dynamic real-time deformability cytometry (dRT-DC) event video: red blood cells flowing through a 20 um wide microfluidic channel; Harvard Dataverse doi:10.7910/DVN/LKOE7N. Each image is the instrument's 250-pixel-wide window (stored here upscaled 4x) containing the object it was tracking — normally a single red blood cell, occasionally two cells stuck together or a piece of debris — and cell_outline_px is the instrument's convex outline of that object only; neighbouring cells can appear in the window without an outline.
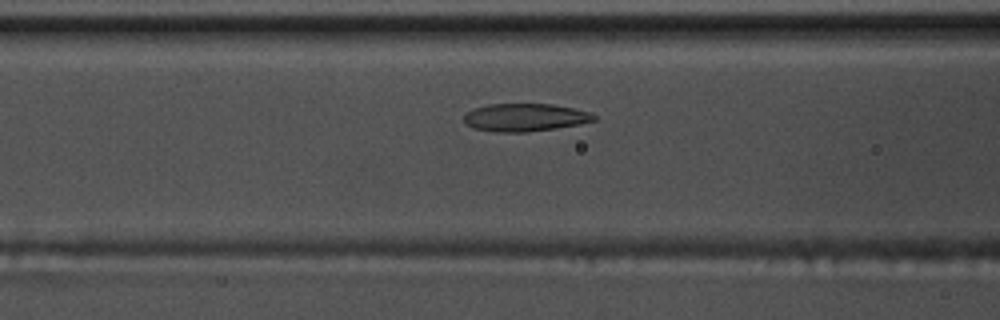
{"species": "common noctule bat (a hibernating species)", "species_latin": "Nyctalus noctula", "temperature_condition": "warm", "stored_images_in_passage": 49, "camera_frame_rate_fps": 3000, "um_per_image_px": 0.085, "animal": {"sex": "male", "body_mass_g": 17.5, "forearm_length_mm": 52.3}, "frame": {"image": 1, "passage_image": 16, "time_ms": 5.0, "image_size_px": [1000, 320], "cell_outline_px": [[596, 120], [580, 124], [524, 132], [500, 132], [476, 128], [468, 124], [464, 120], [464, 116], [468, 112], [476, 108], [488, 104], [552, 104], [572, 108], [588, 112], [596, 116]], "centroid_in_image_um": [44.65, 9.97], "position_along_channel_um": 122.0, "area_um2": 20.58}}
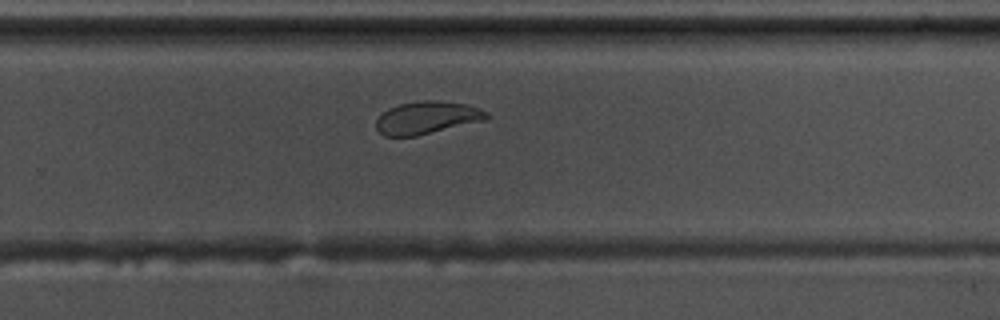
{"frame": {"image": 2, "passage_image": 30, "time_ms": 9.667, "image_size_px": [1000, 320], "cell_outline_px": [[492, 116], [488, 120], [416, 136], [384, 136], [376, 128], [376, 120], [388, 108], [400, 104], [428, 100], [436, 100], [468, 104], [480, 108], [488, 112]], "centroid_in_image_um": [36.37, 10.0], "position_along_channel_um": 293.4, "area_um2": 21.15}}
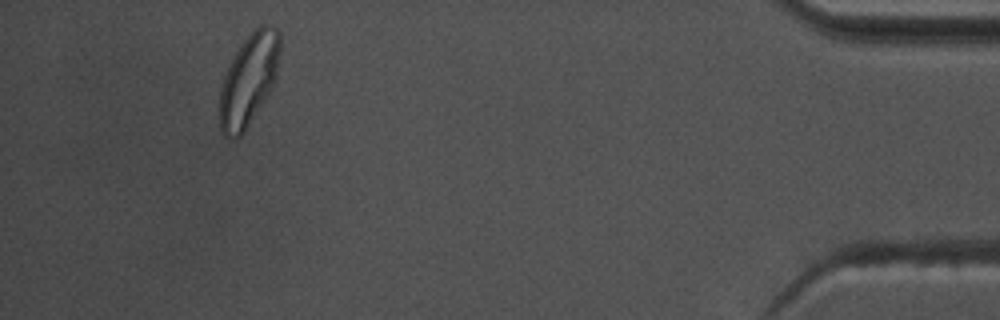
{"frame": {"image": 3, "passage_image": 45, "time_ms": 14.667, "image_size_px": [1000, 320], "cell_outline_px": [[280, 52], [276, 80], [268, 96], [244, 132], [236, 140], [224, 136], [220, 132], [220, 84], [228, 64], [232, 56], [240, 44], [260, 24], [268, 24], [276, 28], [280, 32]], "centroid_in_image_um": [21.15, 6.78], "position_along_channel_um": 414.1, "area_um2": 32.89}, "authors_computed_cell_mechanics": {"area_um2": 22.0796, "velocity_mm_per_s": 3.6936, "shape_relaxation_time_tau1_ms": 4.2576, "shape_relaxation_time_tau2_ms": 1.6401, "deformation_change_tau1": 0.1327, "deformation_change_tau2": 0.0775}}